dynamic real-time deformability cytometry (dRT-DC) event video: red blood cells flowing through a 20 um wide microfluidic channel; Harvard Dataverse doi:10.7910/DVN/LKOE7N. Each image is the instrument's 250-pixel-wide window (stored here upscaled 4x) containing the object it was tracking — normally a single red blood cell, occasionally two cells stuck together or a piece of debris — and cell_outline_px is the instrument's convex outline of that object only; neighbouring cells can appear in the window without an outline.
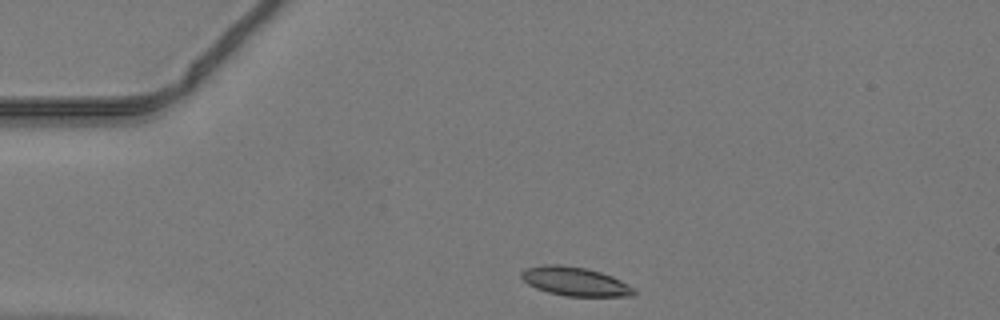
{"species": "common noctule bat (a hibernating species)", "species_latin": "Nyctalus noctula", "temperature_condition": "warm", "stored_images_in_passage": 38, "camera_frame_rate_fps": 3000, "um_per_image_px": 0.085, "animal": {"sex": "male", "body_mass_g": 19.2, "forearm_length_mm": 51.8}, "frame": {"image": 1, "passage_image": 1, "time_ms": 0.0, "image_size_px": [1000, 320], "cell_outline_px": [[636, 292], [632, 296], [564, 296], [548, 292], [536, 288], [528, 284], [520, 276], [520, 272], [524, 268], [544, 264], [560, 264], [584, 268], [600, 272], [612, 276], [628, 284]], "centroid_in_image_um": [48.83, 23.91], "position_along_channel_um": 36.2, "area_um2": 18.9}}
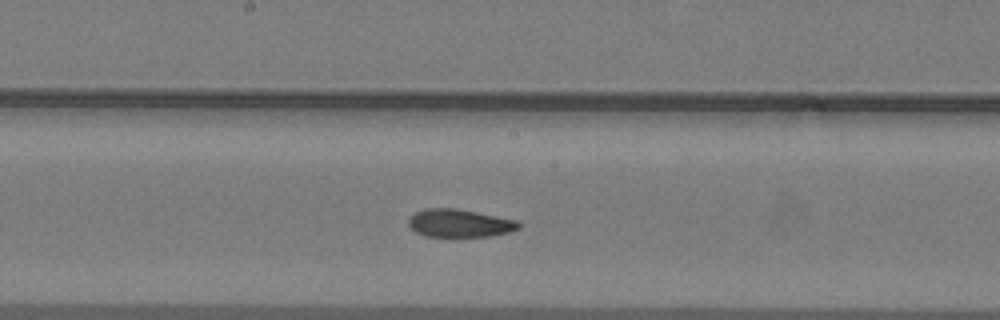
{"frame": {"image": 2, "passage_image": 16, "time_ms": 5.0, "image_size_px": [1000, 320], "cell_outline_px": [[520, 228], [508, 232], [488, 236], [424, 236], [416, 232], [408, 224], [408, 216], [424, 208], [456, 208], [516, 220], [520, 224]], "centroid_in_image_um": [39.01, 18.96], "position_along_channel_um": 209.2, "area_um2": 17.8}}
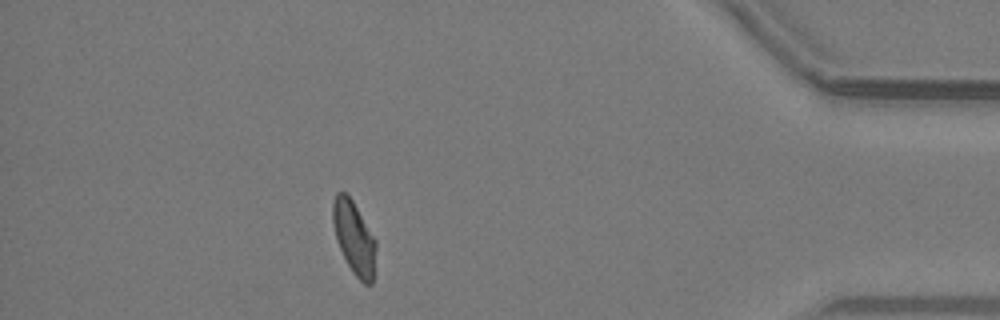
{"frame": {"image": 3, "passage_image": 33, "time_ms": 10.667, "image_size_px": [1000, 320], "cell_outline_px": [[376, 248], [372, 284], [364, 284], [352, 272], [340, 248], [336, 236], [332, 220], [332, 204], [336, 192], [344, 192], [352, 200], [376, 240]], "centroid_in_image_um": [30.1, 20.2], "position_along_channel_um": 405.1, "area_um2": 18.03}}